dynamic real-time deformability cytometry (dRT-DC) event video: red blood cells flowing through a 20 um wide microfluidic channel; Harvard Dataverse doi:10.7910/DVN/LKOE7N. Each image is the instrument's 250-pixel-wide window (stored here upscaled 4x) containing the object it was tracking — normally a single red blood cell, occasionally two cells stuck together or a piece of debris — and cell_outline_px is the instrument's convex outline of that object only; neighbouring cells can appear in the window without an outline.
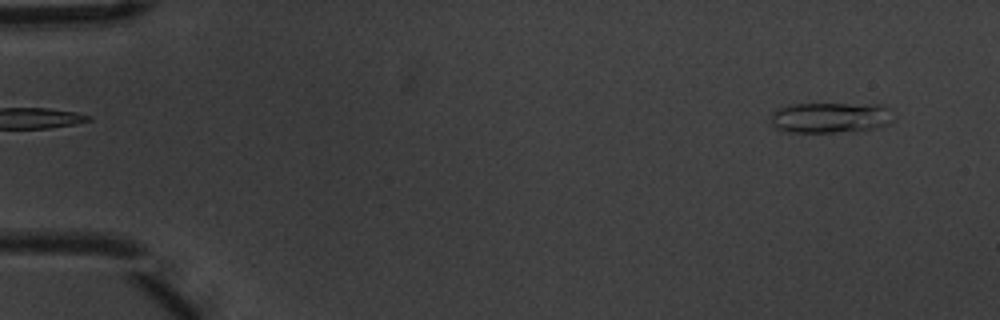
{"species": "common noctule bat (a hibernating species)", "species_latin": "Nyctalus noctula", "temperature_condition": "warm", "stored_images_in_passage": 2, "camera_frame_rate_fps": 3000, "um_per_image_px": 0.085, "animal": {"sex": "male", "body_mass_g": 20.1, "forearm_length_mm": 53.5}, "frame": {"image": 1, "passage_image": 2, "time_ms": 0.333, "image_size_px": [1000, 320], "cell_outline_px": [[892, 120], [888, 124], [856, 132], [788, 132], [776, 128], [772, 124], [772, 112], [776, 108], [788, 104], [884, 104], [888, 108]], "centroid_in_image_um": [70.56, 9.99], "position_along_channel_um": 14.4, "area_um2": 22.02}}